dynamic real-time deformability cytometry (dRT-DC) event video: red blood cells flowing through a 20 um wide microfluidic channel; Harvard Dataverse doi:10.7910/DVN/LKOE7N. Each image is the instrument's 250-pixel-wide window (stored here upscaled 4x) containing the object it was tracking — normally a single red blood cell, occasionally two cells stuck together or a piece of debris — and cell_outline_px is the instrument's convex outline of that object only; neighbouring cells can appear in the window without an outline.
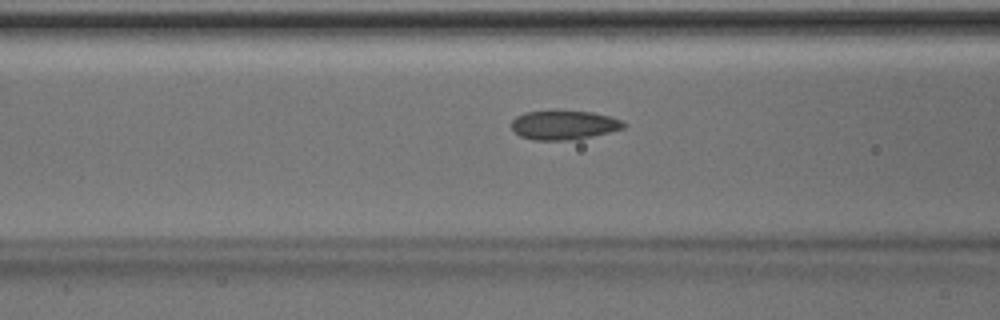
{"species": "Egyptian fruit bat (a non-hibernating species)", "species_latin": "Rousettus aegyptiacus", "temperature_condition": "room temperature", "stored_images_in_passage": 34, "camera_frame_rate_fps": 3000, "um_per_image_px": 0.085, "animal": {"sex": "male"}, "frame": {"image": 1, "passage_image": 13, "time_ms": 4.0, "image_size_px": [1000, 320], "cell_outline_px": [[628, 124], [624, 128], [592, 136], [568, 140], [532, 140], [520, 136], [512, 128], [512, 120], [516, 116], [524, 112], [592, 112], [608, 116], [620, 120]], "centroid_in_image_um": [47.92, 10.64], "position_along_channel_um": 118.7, "area_um2": 18.61}}
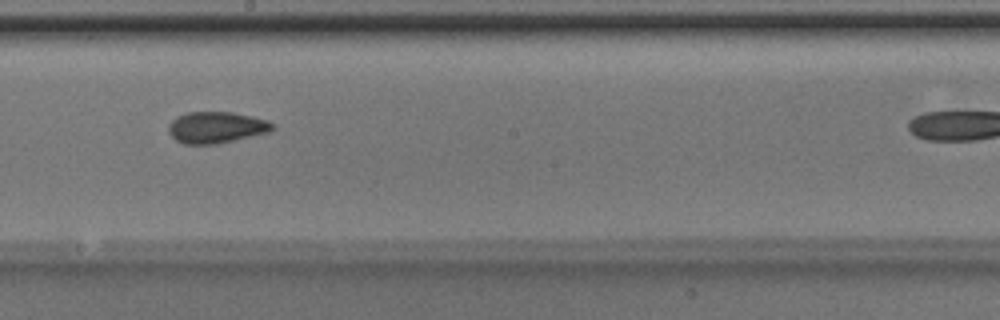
{"frame": {"image": 2, "passage_image": 21, "time_ms": 6.667, "image_size_px": [1000, 320], "cell_outline_px": [[276, 128], [268, 132], [216, 144], [184, 144], [176, 140], [168, 132], [168, 124], [176, 116], [188, 112], [232, 112], [252, 116], [268, 120], [276, 124]], "centroid_in_image_um": [18.39, 10.82], "position_along_channel_um": 229.8, "area_um2": 19.13}}
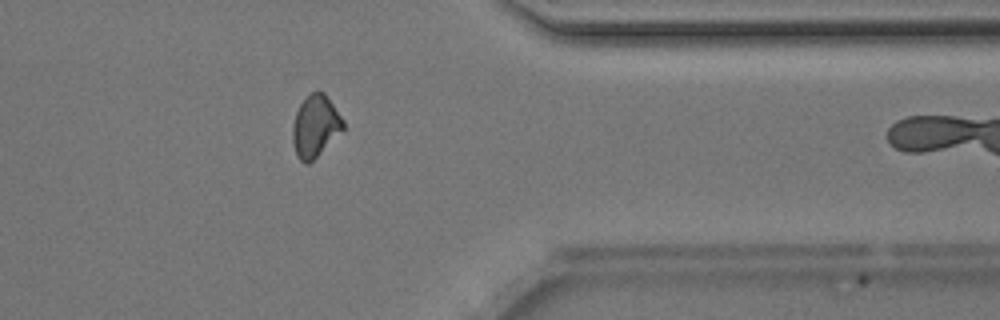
{"frame": {"image": 3, "passage_image": 33, "time_ms": 10.667, "image_size_px": [1000, 320], "cell_outline_px": [[344, 128], [308, 164], [304, 164], [296, 156], [292, 140], [292, 128], [296, 112], [300, 104], [312, 92], [324, 92], [344, 120]], "centroid_in_image_um": [26.78, 10.73], "position_along_channel_um": 384.6, "area_um2": 17.86}}